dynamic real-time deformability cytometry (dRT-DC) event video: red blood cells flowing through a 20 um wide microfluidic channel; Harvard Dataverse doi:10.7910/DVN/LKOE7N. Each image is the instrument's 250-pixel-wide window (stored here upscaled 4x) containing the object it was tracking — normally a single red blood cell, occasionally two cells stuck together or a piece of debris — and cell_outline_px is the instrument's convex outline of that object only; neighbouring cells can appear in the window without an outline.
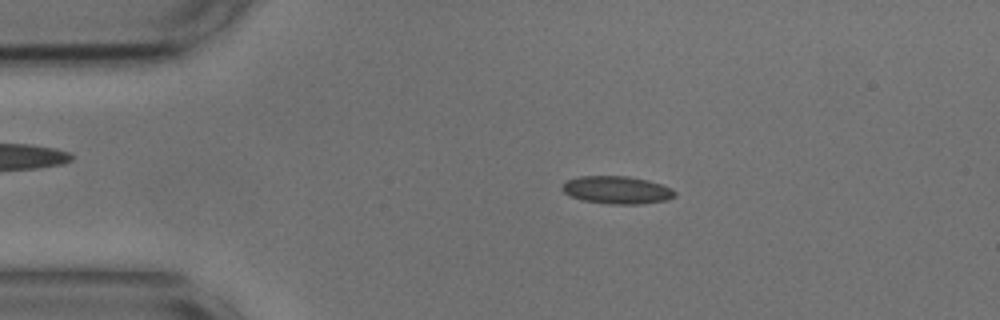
{"species": "common noctule bat (a hibernating species)", "species_latin": "Nyctalus noctula", "temperature_condition": "cold", "stored_images_in_passage": 54, "camera_frame_rate_fps": 3000, "um_per_image_px": 0.085, "animal": {"sex": "male", "body_mass_g": 17.9, "forearm_length_mm": 54.2}, "frame": {"image": 1, "passage_image": 10, "time_ms": 3.0, "image_size_px": [1000, 320], "cell_outline_px": [[676, 196], [668, 200], [640, 204], [608, 204], [580, 200], [564, 192], [560, 188], [564, 180], [580, 176], [628, 176], [648, 180], [672, 188], [676, 192]], "centroid_in_image_um": [52.42, 16.15], "position_along_channel_um": 32.6, "area_um2": 18.44}}
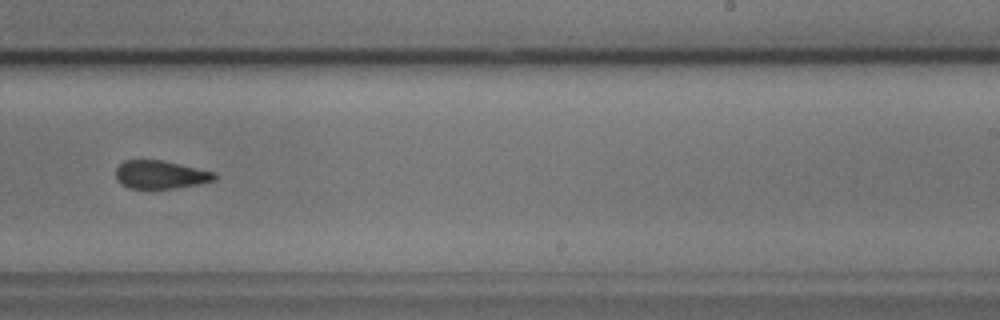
{"frame": {"image": 2, "passage_image": 33, "time_ms": 10.667, "image_size_px": [1000, 320], "cell_outline_px": [[216, 176], [212, 180], [196, 184], [176, 188], [128, 188], [120, 184], [116, 180], [116, 168], [124, 160], [164, 160], [216, 172]], "centroid_in_image_um": [13.6, 14.83], "position_along_channel_um": 275.4, "area_um2": 16.18}}
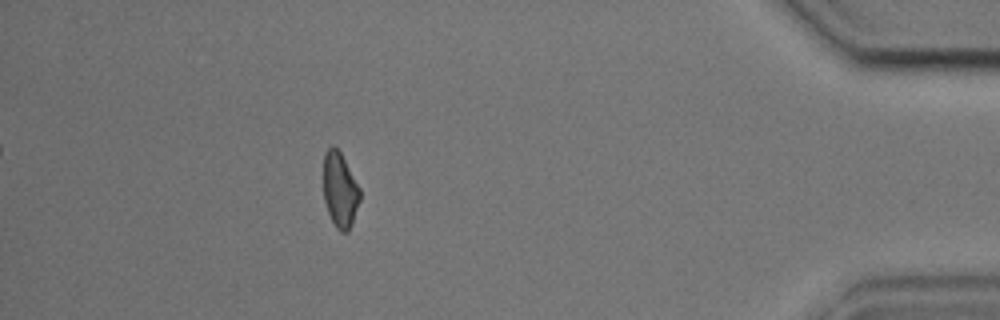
{"frame": {"image": 3, "passage_image": 48, "time_ms": 15.667, "image_size_px": [1000, 320], "cell_outline_px": [[360, 200], [352, 224], [348, 232], [340, 232], [336, 228], [328, 212], [324, 200], [324, 152], [332, 144], [340, 152], [360, 188]], "centroid_in_image_um": [28.9, 16.16], "position_along_channel_um": 406.3, "area_um2": 15.9}, "authors_computed_cell_mechanics": {"area_um2": 16.9065, "velocity_mm_per_s": 3.6594, "shape_relaxation_time_tau1_ms": 5.2246, "shape_relaxation_time_tau2_ms": 2.6604, "deformation_change_tau1": 0.122, "deformation_change_tau2": 0.0868}}